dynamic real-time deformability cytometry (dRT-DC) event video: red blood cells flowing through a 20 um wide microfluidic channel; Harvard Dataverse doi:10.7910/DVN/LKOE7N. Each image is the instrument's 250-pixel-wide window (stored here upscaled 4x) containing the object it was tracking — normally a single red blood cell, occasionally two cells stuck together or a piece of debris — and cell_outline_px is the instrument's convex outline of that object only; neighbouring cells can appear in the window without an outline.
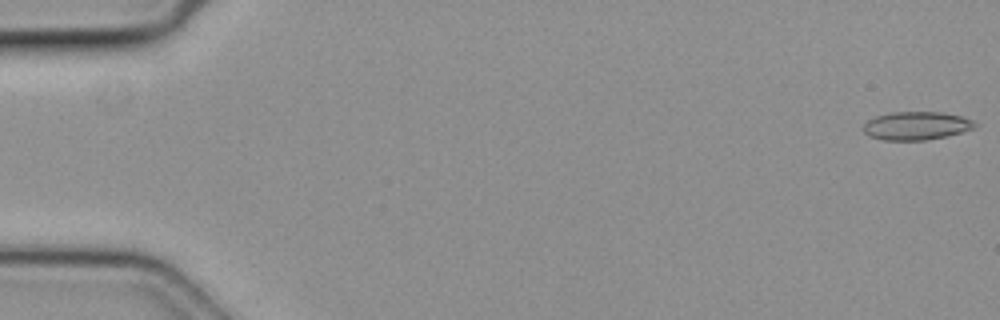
{"species": "common noctule bat (a hibernating species)", "species_latin": "Nyctalus noctula", "temperature_condition": "cold", "stored_images_in_passage": 50, "camera_frame_rate_fps": 3000, "um_per_image_px": 0.085, "animal": {"sex": "female", "body_mass_g": 19.3, "forearm_length_mm": 54.1}, "frame": {"image": 1, "passage_image": 1, "time_ms": 0.0, "image_size_px": [1000, 320], "cell_outline_px": [[980, 124], [976, 128], [948, 136], [924, 140], [884, 140], [868, 136], [864, 132], [864, 124], [868, 120], [876, 116], [892, 112], [944, 112], [964, 116]], "centroid_in_image_um": [77.95, 10.68], "position_along_channel_um": 7.0, "area_um2": 18.61}}
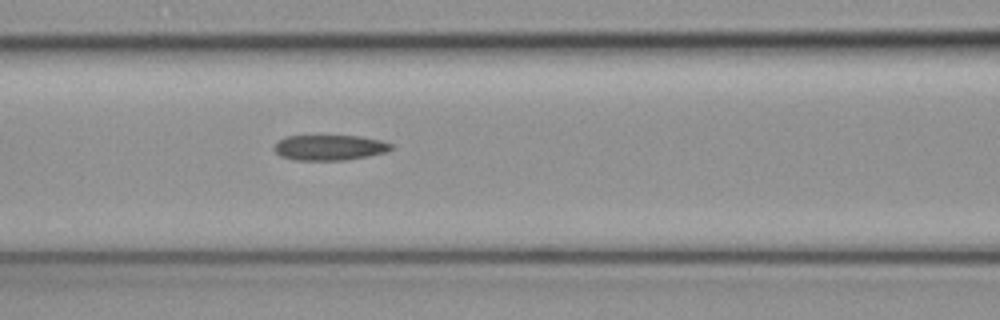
{"frame": {"image": 2, "passage_image": 22, "time_ms": 7.0, "image_size_px": [1000, 320], "cell_outline_px": [[392, 148], [388, 152], [368, 156], [344, 160], [296, 160], [280, 156], [272, 148], [284, 136], [360, 136], [380, 140], [392, 144]], "centroid_in_image_um": [28.02, 12.54], "position_along_channel_um": 138.6, "area_um2": 17.28}}
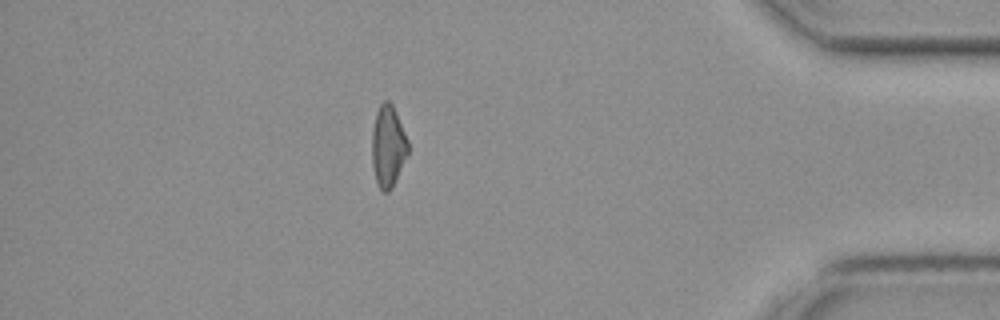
{"frame": {"image": 3, "passage_image": 44, "time_ms": 14.333, "image_size_px": [1000, 320], "cell_outline_px": [[408, 156], [392, 188], [388, 192], [380, 192], [376, 184], [372, 164], [372, 128], [376, 112], [380, 104], [384, 100], [388, 100], [392, 104], [396, 112], [408, 140]], "centroid_in_image_um": [32.98, 12.47], "position_along_channel_um": 402.2, "area_um2": 17.51}}